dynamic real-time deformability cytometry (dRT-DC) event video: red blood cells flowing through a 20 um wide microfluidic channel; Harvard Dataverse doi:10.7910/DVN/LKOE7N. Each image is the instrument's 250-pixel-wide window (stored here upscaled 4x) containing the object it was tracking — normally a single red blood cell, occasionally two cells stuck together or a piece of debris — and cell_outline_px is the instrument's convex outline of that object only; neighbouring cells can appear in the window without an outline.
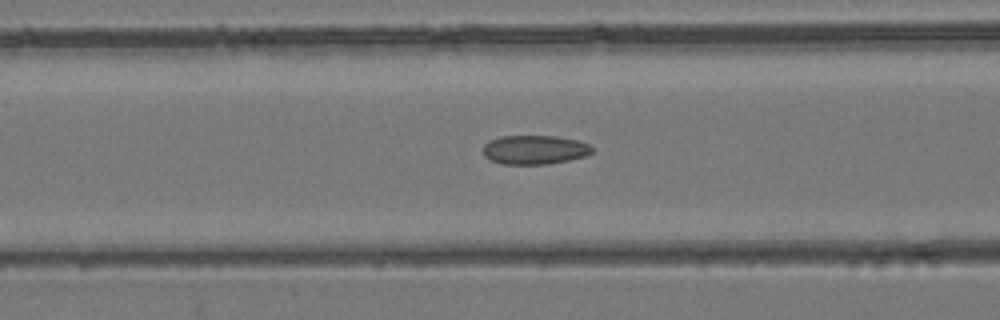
{"species": "common noctule bat (a hibernating species)", "species_latin": "Nyctalus noctula", "temperature_condition": "room temperature", "stored_images_in_passage": 40, "camera_frame_rate_fps": 3000, "um_per_image_px": 0.085, "animal": {"sex": "female", "body_mass_g": 24.6, "forearm_length_mm": 56.2}, "frame": {"image": 1, "passage_image": 13, "time_ms": 4.0, "image_size_px": [1000, 320], "cell_outline_px": [[596, 148], [592, 152], [584, 156], [568, 160], [548, 164], [500, 164], [484, 156], [484, 144], [500, 136], [556, 136], [576, 140], [588, 144]], "centroid_in_image_um": [45.46, 12.73], "position_along_channel_um": 121.1, "area_um2": 18.38}}
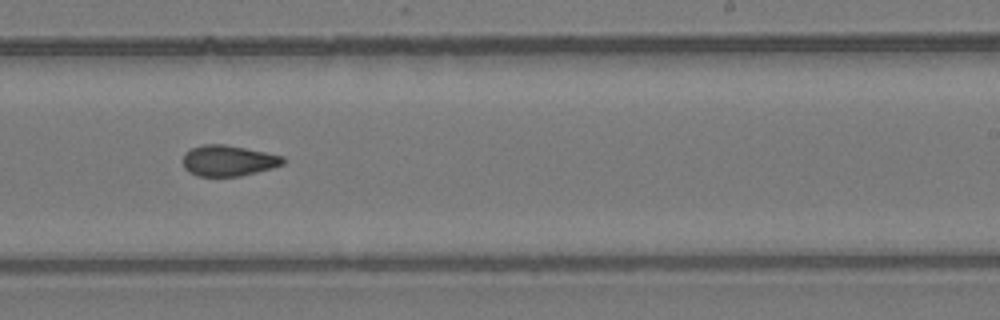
{"frame": {"image": 2, "passage_image": 23, "time_ms": 7.333, "image_size_px": [1000, 320], "cell_outline_px": [[284, 164], [272, 168], [240, 176], [196, 176], [188, 172], [184, 168], [184, 152], [192, 148], [204, 144], [224, 144], [284, 156]], "centroid_in_image_um": [19.39, 13.66], "position_along_channel_um": 269.6, "area_um2": 17.92}}
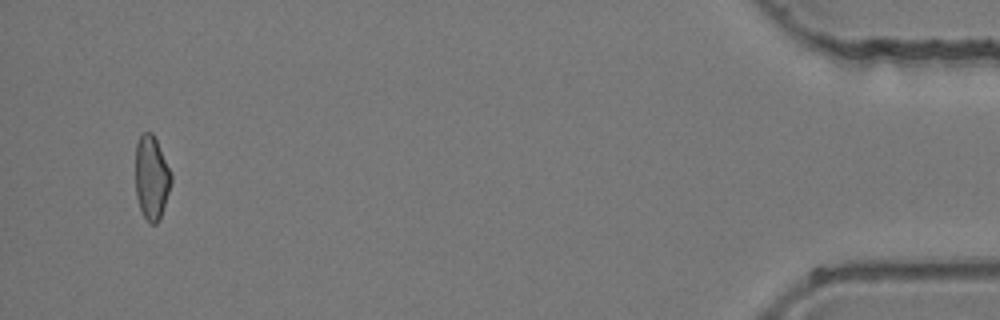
{"frame": {"image": 3, "passage_image": 39, "time_ms": 12.667, "image_size_px": [1000, 320], "cell_outline_px": [[172, 180], [160, 220], [156, 224], [148, 224], [140, 208], [136, 196], [136, 144], [140, 136], [144, 132], [152, 132], [172, 172]], "centroid_in_image_um": [12.89, 15.12], "position_along_channel_um": 422.3, "area_um2": 17.51}}